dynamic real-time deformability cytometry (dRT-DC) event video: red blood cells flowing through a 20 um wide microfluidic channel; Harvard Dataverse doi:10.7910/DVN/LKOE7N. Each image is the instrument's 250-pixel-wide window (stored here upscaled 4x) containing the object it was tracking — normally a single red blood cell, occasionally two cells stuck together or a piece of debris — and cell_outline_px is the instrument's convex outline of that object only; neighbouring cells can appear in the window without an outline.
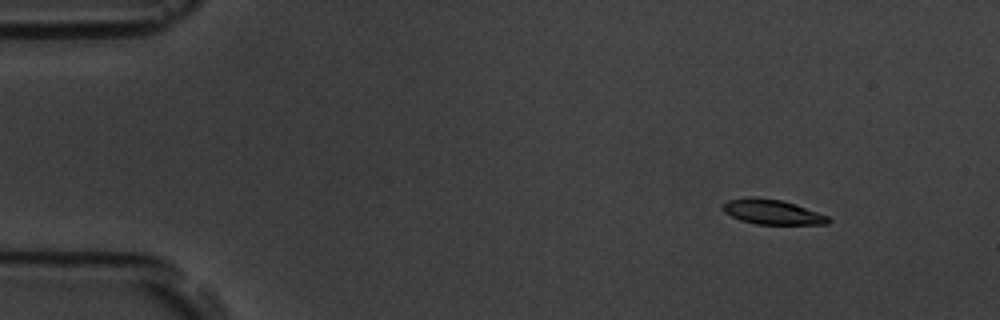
{"species": "common noctule bat (a hibernating species)", "species_latin": "Nyctalus noctula", "temperature_condition": "room temperature", "stored_images_in_passage": 6, "camera_frame_rate_fps": 3000, "um_per_image_px": 0.085, "animal": {"sex": "male", "body_mass_g": 19.5, "forearm_length_mm": 54.6}, "frame": {"image": 1, "passage_image": 2, "time_ms": 1.333, "image_size_px": [1000, 320], "cell_outline_px": [[832, 220], [828, 224], [756, 224], [740, 220], [724, 212], [720, 208], [720, 204], [728, 200], [752, 196], [756, 196], [780, 200], [828, 216]], "centroid_in_image_um": [65.56, 18.01], "position_along_channel_um": 19.4, "area_um2": 15.2}}
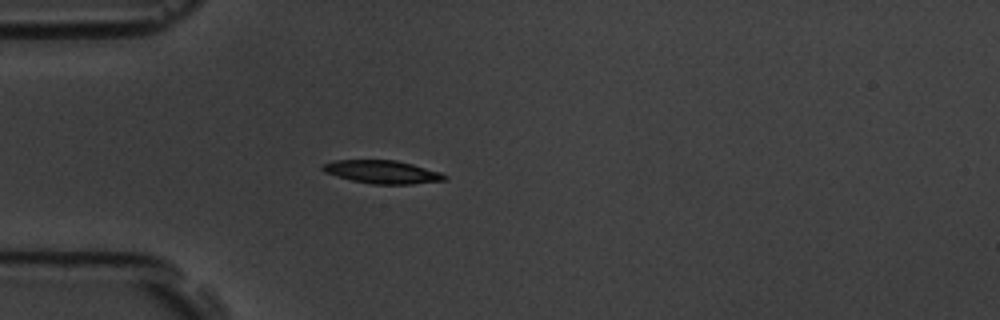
{"frame": {"image": 2, "passage_image": 5, "time_ms": 4.667, "image_size_px": [1000, 320], "cell_outline_px": [[448, 176], [444, 180], [412, 184], [372, 184], [352, 180], [336, 176], [324, 172], [320, 168], [324, 164], [336, 160], [396, 160], [412, 164], [440, 172]], "centroid_in_image_um": [32.48, 14.61], "position_along_channel_um": 52.5, "area_um2": 16.3}}